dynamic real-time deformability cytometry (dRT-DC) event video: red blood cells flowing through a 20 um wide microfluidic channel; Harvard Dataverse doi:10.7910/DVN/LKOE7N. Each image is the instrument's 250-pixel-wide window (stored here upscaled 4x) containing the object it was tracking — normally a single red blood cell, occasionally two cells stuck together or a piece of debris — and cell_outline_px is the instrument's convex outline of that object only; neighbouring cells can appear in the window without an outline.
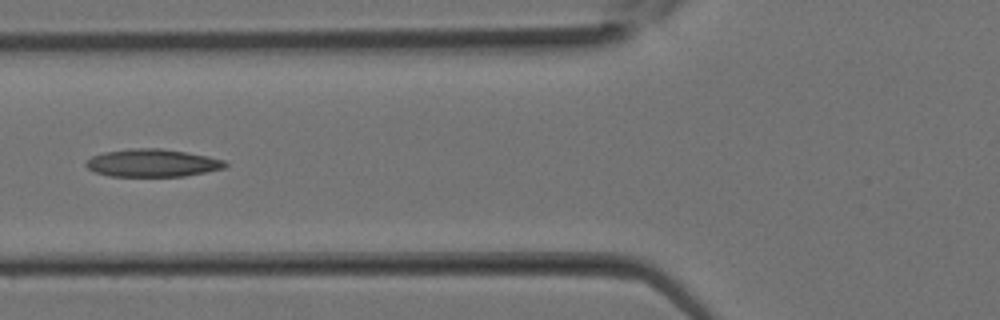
{"species": "Egyptian fruit bat (a non-hibernating species)", "species_latin": "Rousettus aegyptiacus", "temperature_condition": "room temperature", "stored_images_in_passage": 9, "camera_frame_rate_fps": 3000, "um_per_image_px": 0.085, "animal": {"sex": "female"}, "frame": {"image": 1, "passage_image": 6, "time_ms": 1.667, "image_size_px": [1000, 320], "cell_outline_px": [[228, 164], [224, 168], [184, 176], [108, 176], [96, 172], [88, 168], [84, 164], [92, 156], [104, 152], [132, 148], [160, 148], [208, 156], [224, 160]], "centroid_in_image_um": [12.94, 13.85], "position_along_channel_um": 112.9, "area_um2": 22.31}}
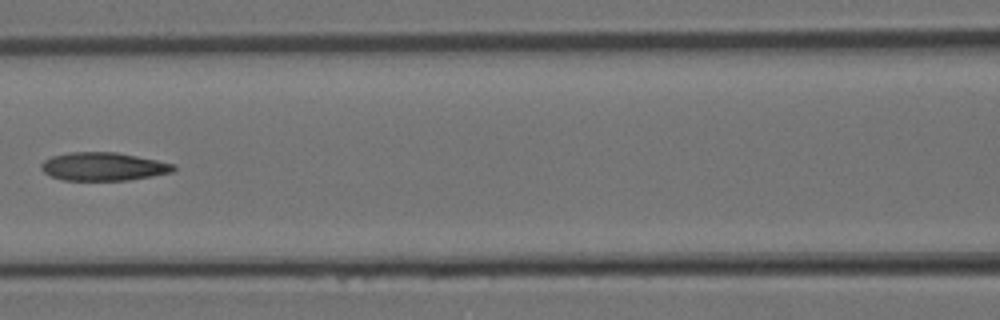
{"frame": {"image": 2, "passage_image": 8, "time_ms": 2.333, "image_size_px": [1000, 320], "cell_outline_px": [[176, 168], [172, 172], [152, 176], [128, 180], [64, 180], [52, 176], [44, 172], [40, 168], [40, 164], [44, 160], [52, 156], [68, 152], [116, 152], [176, 164]], "centroid_in_image_um": [8.78, 14.15], "position_along_channel_um": 157.8, "area_um2": 21.73}}